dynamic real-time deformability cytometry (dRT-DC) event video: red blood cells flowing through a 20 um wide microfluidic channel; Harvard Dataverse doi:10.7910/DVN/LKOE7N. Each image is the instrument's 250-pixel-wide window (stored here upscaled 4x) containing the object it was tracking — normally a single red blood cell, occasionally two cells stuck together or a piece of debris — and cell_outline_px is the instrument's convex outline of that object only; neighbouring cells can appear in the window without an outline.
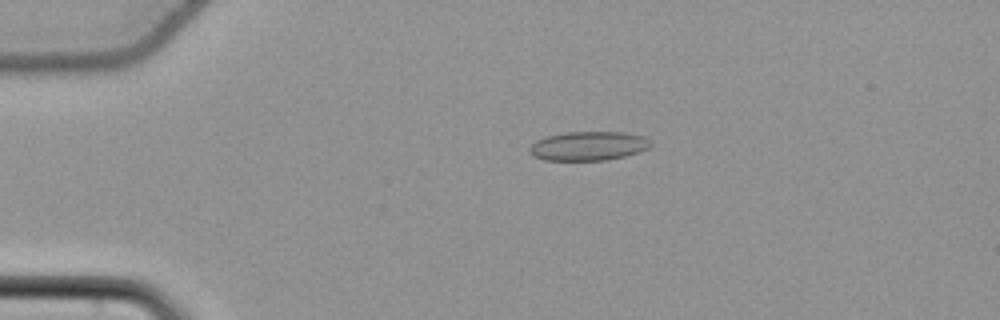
{"species": "common noctule bat (a hibernating species)", "species_latin": "Nyctalus noctula", "temperature_condition": "cold", "stored_images_in_passage": 56, "camera_frame_rate_fps": 3000, "um_per_image_px": 0.085, "animal": {"sex": "female", "body_mass_g": 22.7, "forearm_length_mm": 54.2}, "frame": {"image": 1, "passage_image": 13, "time_ms": 4.0, "image_size_px": [1000, 320], "cell_outline_px": [[652, 144], [648, 148], [640, 152], [608, 160], [544, 160], [532, 156], [528, 152], [528, 148], [536, 140], [548, 136], [564, 132], [624, 132], [644, 136], [652, 140]], "centroid_in_image_um": [50.02, 12.41], "position_along_channel_um": 35.0, "area_um2": 20.75}}
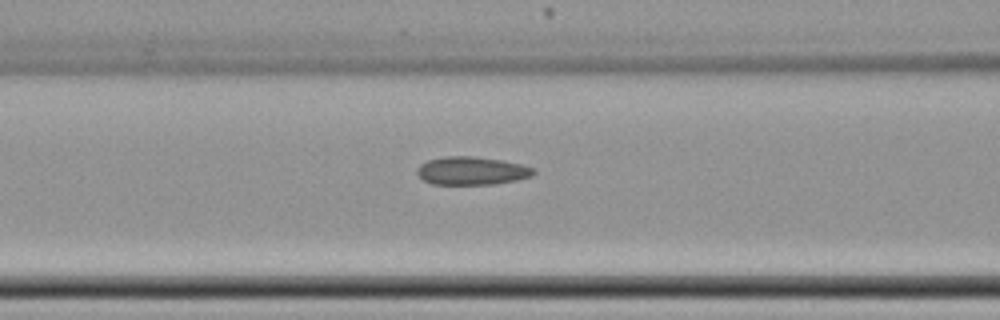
{"frame": {"image": 2, "passage_image": 24, "time_ms": 7.667, "image_size_px": [1000, 320], "cell_outline_px": [[536, 172], [532, 176], [516, 180], [496, 184], [432, 184], [424, 180], [416, 172], [416, 168], [420, 164], [428, 160], [444, 156], [472, 156], [500, 160], [520, 164], [536, 168]], "centroid_in_image_um": [40.1, 14.51], "position_along_channel_um": 126.5, "area_um2": 19.13}}
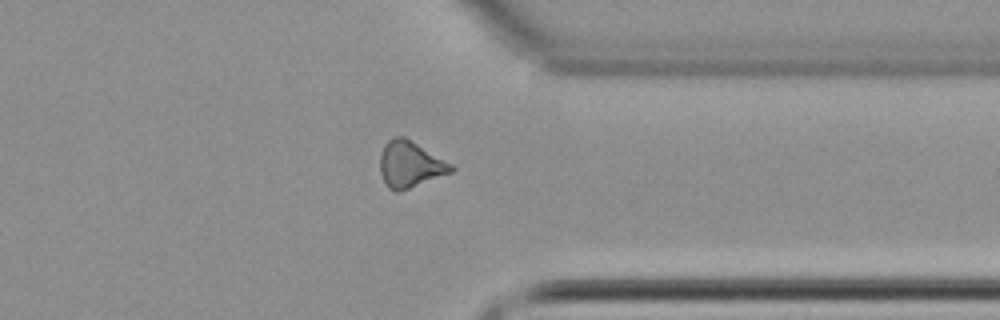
{"frame": {"image": 3, "passage_image": 44, "time_ms": 14.333, "image_size_px": [1000, 320], "cell_outline_px": [[456, 168], [452, 172], [400, 192], [396, 192], [388, 188], [380, 172], [380, 156], [384, 144], [388, 140], [396, 136], [404, 136], [452, 164]], "centroid_in_image_um": [34.85, 13.98], "position_along_channel_um": 376.6, "area_um2": 19.13}, "authors_computed_cell_mechanics": {"area_um2": 19.3341, "velocity_mm_per_s": 3.7994, "shape_relaxation_time_tau1_ms": 7.5014, "shape_relaxation_time_tau2_ms": 4.4065, "deformation_change_tau1": 0.094, "deformation_change_tau2": 0.1232}}